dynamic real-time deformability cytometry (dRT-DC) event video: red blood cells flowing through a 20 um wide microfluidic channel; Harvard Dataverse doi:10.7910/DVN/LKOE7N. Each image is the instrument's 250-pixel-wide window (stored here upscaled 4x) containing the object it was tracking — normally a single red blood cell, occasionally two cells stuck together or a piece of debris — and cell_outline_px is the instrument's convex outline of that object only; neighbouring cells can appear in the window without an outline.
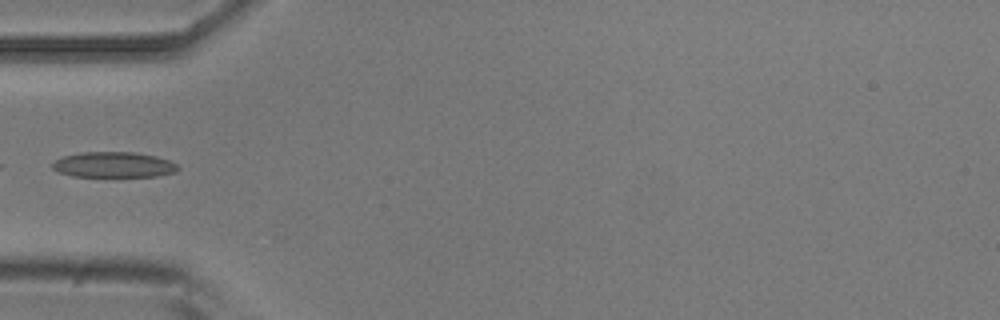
{"species": "common noctule bat (a hibernating species)", "species_latin": "Nyctalus noctula", "temperature_condition": "room temperature", "stored_images_in_passage": 5, "camera_frame_rate_fps": 3000, "um_per_image_px": 0.085, "animal": {"sex": "male", "body_mass_g": 20.5, "forearm_length_mm": 52.5}, "frame": {"image": 1, "passage_image": 1, "time_ms": 0.0, "image_size_px": [1000, 320], "cell_outline_px": [[180, 168], [176, 172], [156, 176], [72, 176], [56, 172], [52, 168], [52, 164], [56, 160], [64, 156], [80, 152], [132, 152], [156, 156], [168, 160], [176, 164]], "centroid_in_image_um": [9.64, 14.0], "position_along_channel_um": 75.4, "area_um2": 18.61}}